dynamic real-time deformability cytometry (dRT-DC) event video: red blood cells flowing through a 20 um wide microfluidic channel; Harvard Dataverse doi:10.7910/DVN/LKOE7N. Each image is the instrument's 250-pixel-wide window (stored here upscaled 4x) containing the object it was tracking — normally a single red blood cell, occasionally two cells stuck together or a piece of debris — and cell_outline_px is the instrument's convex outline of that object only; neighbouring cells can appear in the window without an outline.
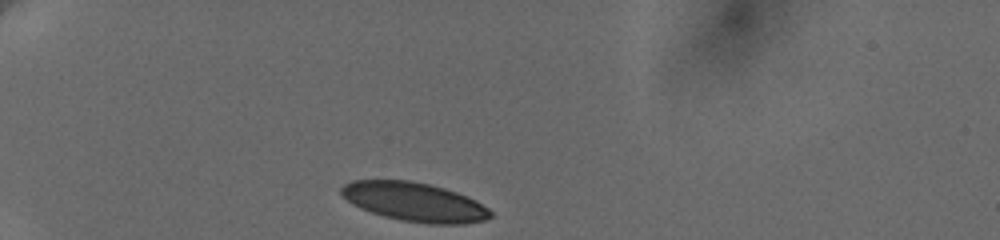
{"species": "human", "species_latin": "Homo sapiens", "temperature_condition": "cold", "stored_images_in_passage": 30, "camera_frame_rate_fps": 3000, "um_per_image_px": 0.085, "donor": {"sex": "female"}, "frame": {"image": 1, "passage_image": 1, "time_ms": 0.0, "image_size_px": [1000, 240], "cell_outline_px": [[492, 216], [484, 220], [464, 224], [428, 224], [400, 220], [384, 216], [360, 208], [352, 204], [340, 196], [340, 188], [344, 184], [352, 180], [412, 180], [444, 188], [456, 192], [476, 200], [488, 208], [492, 212]], "centroid_in_image_um": [35.2, 17.16], "position_along_channel_um": 49.8, "area_um2": 34.04}}
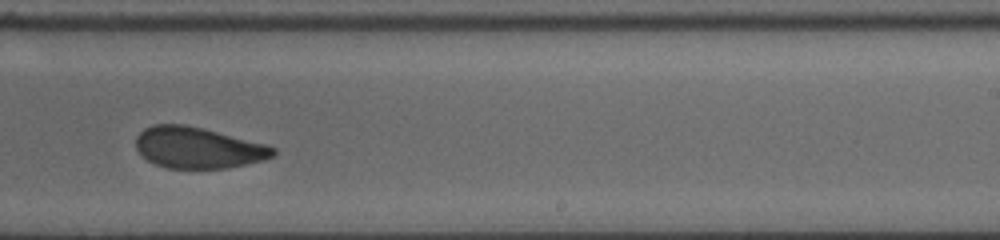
{"frame": {"image": 2, "passage_image": 15, "time_ms": 7.333, "image_size_px": [1000, 240], "cell_outline_px": [[276, 152], [272, 156], [264, 160], [228, 168], [168, 168], [156, 164], [148, 160], [136, 148], [136, 136], [144, 128], [152, 124], [184, 124], [268, 144], [276, 148]], "centroid_in_image_um": [16.84, 12.55], "position_along_channel_um": 272.2, "area_um2": 32.83}}
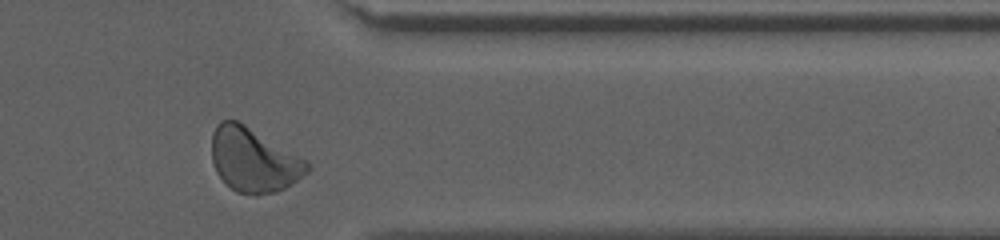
{"frame": {"image": 3, "passage_image": 29, "time_ms": 10.667, "image_size_px": [1000, 240], "cell_outline_px": [[312, 168], [308, 172], [292, 184], [276, 192], [256, 196], [236, 192], [216, 172], [212, 160], [212, 132], [216, 124], [220, 120], [236, 120], [244, 124], [308, 160], [312, 164]], "centroid_in_image_um": [21.59, 13.6], "position_along_channel_um": 389.8, "area_um2": 35.89}, "authors_computed_cell_mechanics": {"area_um2": 33.8708, "velocity_mm_per_s": 3.6264, "shape_relaxation_time_tau1_ms": 5.8258, "shape_relaxation_time_tau2_ms": 1.9781, "deformation_change_tau1": 0.1508, "deformation_change_tau2": 0.0554}}